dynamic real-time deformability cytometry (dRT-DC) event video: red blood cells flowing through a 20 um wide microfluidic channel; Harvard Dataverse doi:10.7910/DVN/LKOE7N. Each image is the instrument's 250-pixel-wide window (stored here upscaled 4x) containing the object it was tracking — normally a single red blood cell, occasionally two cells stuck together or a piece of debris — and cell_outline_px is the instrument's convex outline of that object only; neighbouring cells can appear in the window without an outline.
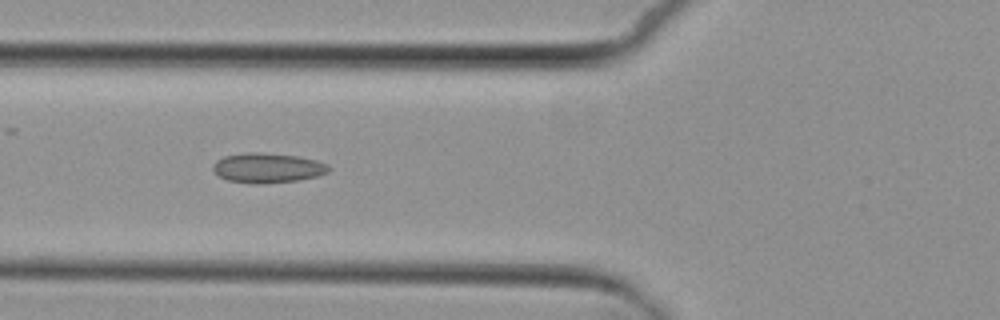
{"species": "common noctule bat (a hibernating species)", "species_latin": "Nyctalus noctula", "temperature_condition": "cold", "stored_images_in_passage": 5, "camera_frame_rate_fps": 3000, "um_per_image_px": 0.085, "animal": {"sex": "female", "body_mass_g": 29.2, "forearm_length_mm": 56.3}, "frame": {"image": 1, "passage_image": 3, "time_ms": 2.333, "image_size_px": [1000, 320], "cell_outline_px": [[332, 168], [328, 172], [316, 176], [300, 180], [264, 184], [252, 184], [228, 180], [220, 176], [212, 168], [212, 164], [216, 160], [224, 156], [244, 152], [260, 152], [296, 156], [316, 160], [328, 164]], "centroid_in_image_um": [22.74, 14.27], "position_along_channel_um": 103.1, "area_um2": 20.29}}
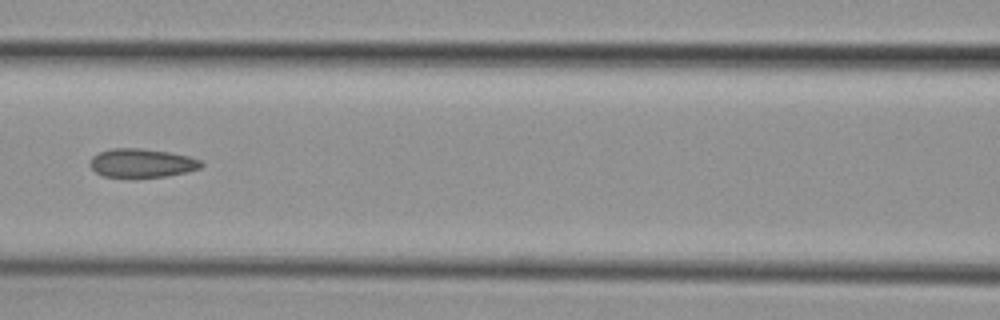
{"frame": {"image": 2, "passage_image": 4, "time_ms": 3.667, "image_size_px": [1000, 320], "cell_outline_px": [[204, 164], [200, 168], [188, 172], [168, 176], [136, 180], [128, 180], [100, 176], [88, 164], [92, 156], [100, 152], [112, 148], [140, 148], [168, 152], [188, 156], [200, 160]], "centroid_in_image_um": [12.01, 13.92], "position_along_channel_um": 154.6, "area_um2": 19.54}}
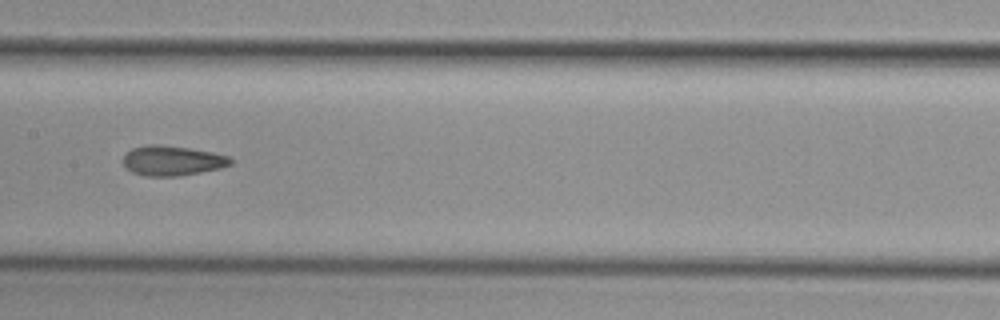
{"frame": {"image": 3, "passage_image": 5, "time_ms": 4.667, "image_size_px": [1000, 320], "cell_outline_px": [[232, 164], [220, 168], [200, 172], [176, 176], [144, 176], [132, 172], [124, 164], [124, 156], [132, 148], [148, 144], [160, 144], [192, 148], [212, 152], [228, 156], [232, 160]], "centroid_in_image_um": [14.65, 13.64], "position_along_channel_um": 192.8, "area_um2": 18.67}}